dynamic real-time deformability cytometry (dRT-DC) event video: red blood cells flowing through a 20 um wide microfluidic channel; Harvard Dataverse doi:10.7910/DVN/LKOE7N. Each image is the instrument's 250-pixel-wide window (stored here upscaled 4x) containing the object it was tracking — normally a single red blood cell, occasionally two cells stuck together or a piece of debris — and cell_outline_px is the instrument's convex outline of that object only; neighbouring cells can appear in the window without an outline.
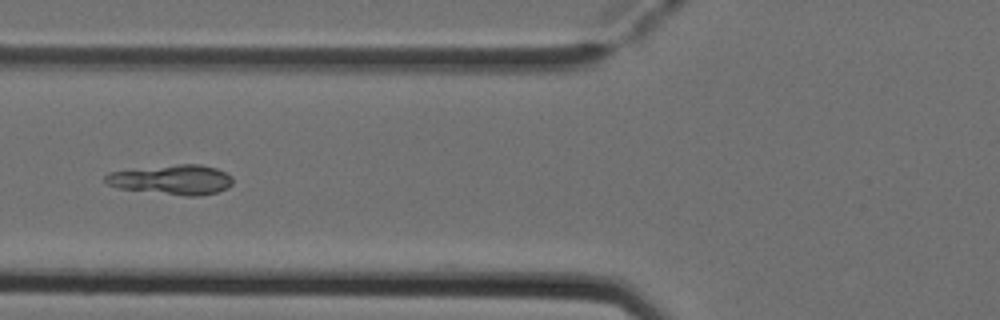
{"species": "Egyptian fruit bat (a non-hibernating species)", "species_latin": "Rousettus aegyptiacus", "temperature_condition": "cold", "stored_images_in_passage": 6, "camera_frame_rate_fps": 3000, "um_per_image_px": 0.085, "animal": {"sex": "female"}, "frame": {"image": 1, "passage_image": 5, "time_ms": 1.333, "image_size_px": [1000, 320], "cell_outline_px": [[232, 184], [228, 188], [216, 192], [200, 196], [184, 196], [120, 188], [108, 184], [104, 180], [104, 176], [108, 172], [176, 164], [200, 164], [216, 168], [232, 176]], "centroid_in_image_um": [14.64, 15.27], "position_along_channel_um": 111.2, "area_um2": 22.02}}
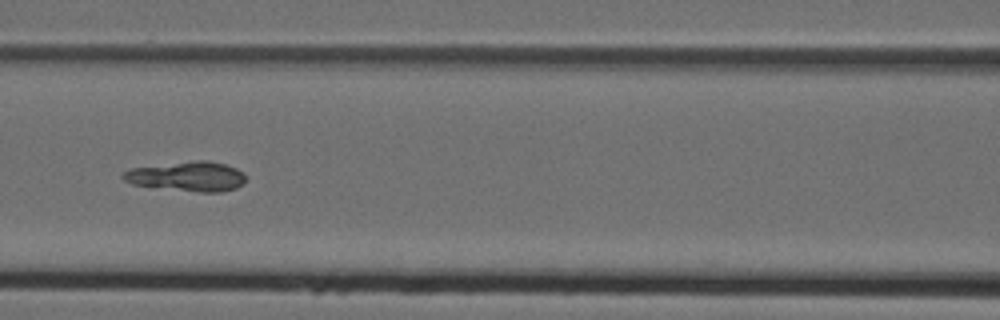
{"frame": {"image": 2, "passage_image": 6, "time_ms": 1.667, "image_size_px": [1000, 320], "cell_outline_px": [[248, 176], [244, 184], [236, 188], [220, 192], [200, 192], [132, 184], [124, 180], [120, 176], [124, 172], [132, 168], [192, 160], [208, 160], [224, 164], [236, 168], [244, 172]], "centroid_in_image_um": [15.99, 14.98], "position_along_channel_um": 150.6, "area_um2": 21.27}}